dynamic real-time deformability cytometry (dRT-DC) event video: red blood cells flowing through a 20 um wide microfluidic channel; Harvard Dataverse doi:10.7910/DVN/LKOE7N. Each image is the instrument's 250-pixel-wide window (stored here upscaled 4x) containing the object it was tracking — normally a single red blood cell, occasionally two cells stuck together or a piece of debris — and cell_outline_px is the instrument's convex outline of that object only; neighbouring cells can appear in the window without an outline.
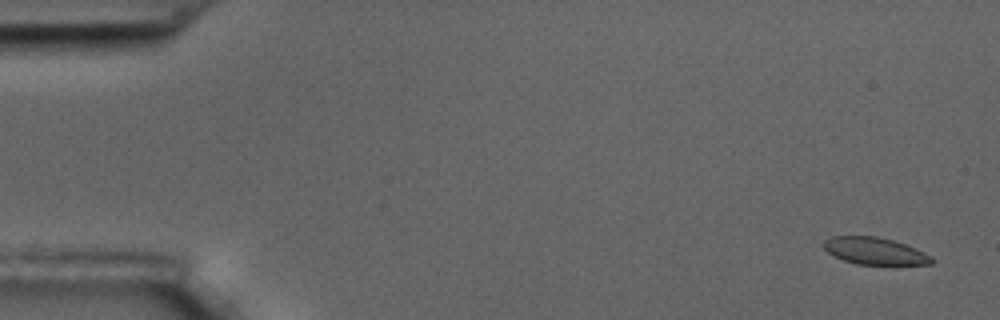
{"species": "common noctule bat (a hibernating species)", "species_latin": "Nyctalus noctula", "temperature_condition": "room temperature", "stored_images_in_passage": 15, "camera_frame_rate_fps": 3000, "um_per_image_px": 0.085, "animal": {"sex": "male", "body_mass_g": 17.5, "forearm_length_mm": 52.3}, "frame": {"image": 1, "passage_image": 1, "time_ms": 0.0, "image_size_px": [1000, 320], "cell_outline_px": [[936, 260], [932, 264], [856, 264], [832, 256], [824, 248], [824, 240], [832, 236], [876, 236], [892, 240], [904, 244], [924, 252], [932, 256]], "centroid_in_image_um": [74.35, 21.33], "position_along_channel_um": 10.6, "area_um2": 16.94}}
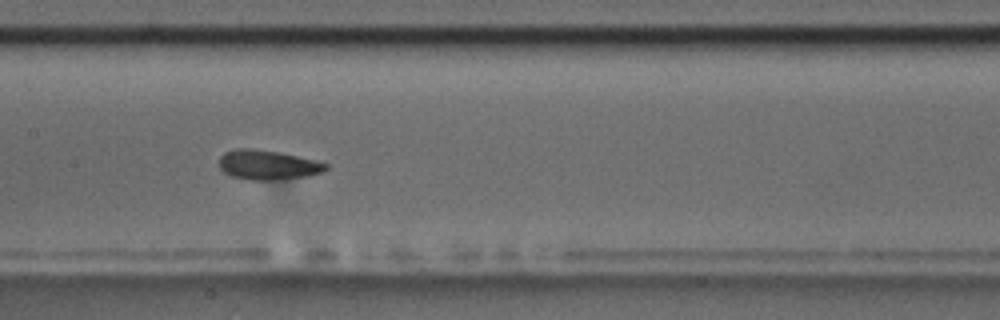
{"frame": {"image": 2, "passage_image": 8, "time_ms": 2.333, "image_size_px": [1000, 320], "cell_outline_px": [[328, 168], [324, 172], [308, 176], [272, 180], [248, 180], [232, 176], [224, 172], [220, 168], [220, 156], [224, 152], [236, 148], [252, 148], [280, 152], [316, 160], [328, 164]], "centroid_in_image_um": [22.77, 14.01], "position_along_channel_um": 184.6, "area_um2": 18.55}}
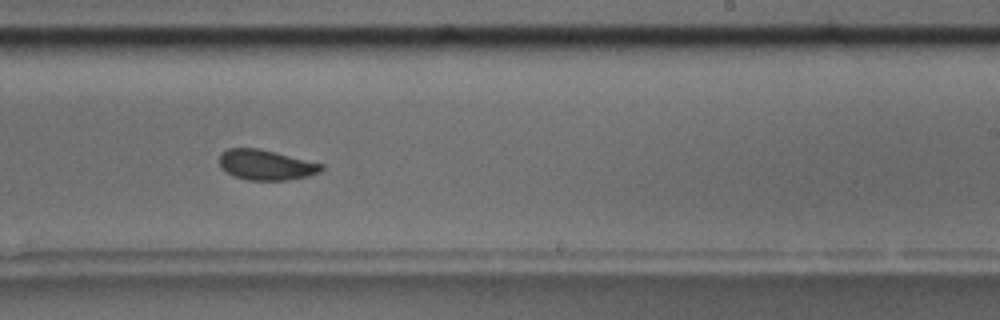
{"frame": {"image": 3, "passage_image": 10, "time_ms": 3.0, "image_size_px": [1000, 320], "cell_outline_px": [[324, 168], [320, 172], [308, 176], [288, 180], [248, 180], [232, 176], [220, 168], [220, 152], [228, 148], [260, 148], [324, 164]], "centroid_in_image_um": [22.6, 14.01], "position_along_channel_um": 266.4, "area_um2": 18.21}}